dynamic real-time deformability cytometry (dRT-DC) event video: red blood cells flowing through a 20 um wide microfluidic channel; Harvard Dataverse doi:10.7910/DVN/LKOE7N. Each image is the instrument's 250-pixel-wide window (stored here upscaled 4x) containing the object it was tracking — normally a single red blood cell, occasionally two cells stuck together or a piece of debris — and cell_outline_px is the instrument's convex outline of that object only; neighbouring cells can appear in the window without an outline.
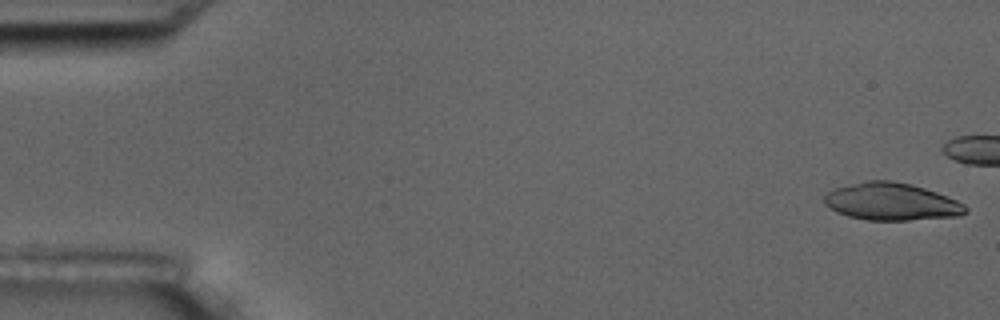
{"species": "common noctule bat (a hibernating species)", "species_latin": "Nyctalus noctula", "temperature_condition": "room temperature", "stored_images_in_passage": 4, "camera_frame_rate_fps": 3000, "um_per_image_px": 0.085, "animal": {"sex": "male", "body_mass_g": 17.5, "forearm_length_mm": 52.3}, "frame": {"image": 1, "passage_image": 1, "time_ms": 0.0, "image_size_px": [1000, 320], "cell_outline_px": [[968, 212], [960, 216], [908, 220], [868, 220], [848, 216], [836, 212], [824, 204], [824, 196], [828, 192], [836, 188], [868, 180], [892, 180], [912, 184], [936, 192], [956, 200], [964, 204], [968, 208]], "centroid_in_image_um": [75.79, 17.15], "position_along_channel_um": 9.2, "area_um2": 30.75}}